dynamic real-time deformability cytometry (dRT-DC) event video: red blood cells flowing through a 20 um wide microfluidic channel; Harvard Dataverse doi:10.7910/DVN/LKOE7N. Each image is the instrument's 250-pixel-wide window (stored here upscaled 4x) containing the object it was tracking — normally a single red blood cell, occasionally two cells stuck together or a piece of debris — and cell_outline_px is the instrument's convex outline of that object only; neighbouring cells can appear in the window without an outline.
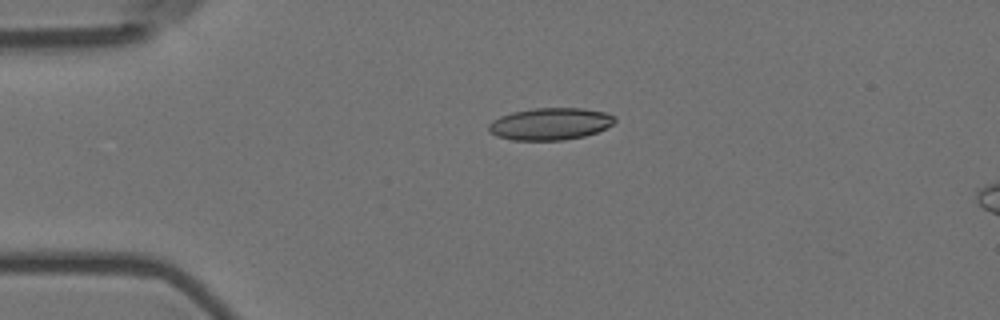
{"species": "Egyptian fruit bat (a non-hibernating species)", "species_latin": "Rousettus aegyptiacus", "temperature_condition": "room temperature", "stored_images_in_passage": 5, "camera_frame_rate_fps": 3000, "um_per_image_px": 0.085, "animal": {"sex": "female"}, "frame": {"image": 1, "passage_image": 5, "time_ms": 1.333, "image_size_px": [1000, 320], "cell_outline_px": [[616, 120], [612, 124], [596, 132], [584, 136], [564, 140], [512, 140], [496, 136], [488, 132], [488, 124], [492, 120], [500, 116], [512, 112], [536, 108], [580, 108], [604, 112], [616, 116]], "centroid_in_image_um": [46.73, 10.53], "position_along_channel_um": 38.3, "area_um2": 23.58}}